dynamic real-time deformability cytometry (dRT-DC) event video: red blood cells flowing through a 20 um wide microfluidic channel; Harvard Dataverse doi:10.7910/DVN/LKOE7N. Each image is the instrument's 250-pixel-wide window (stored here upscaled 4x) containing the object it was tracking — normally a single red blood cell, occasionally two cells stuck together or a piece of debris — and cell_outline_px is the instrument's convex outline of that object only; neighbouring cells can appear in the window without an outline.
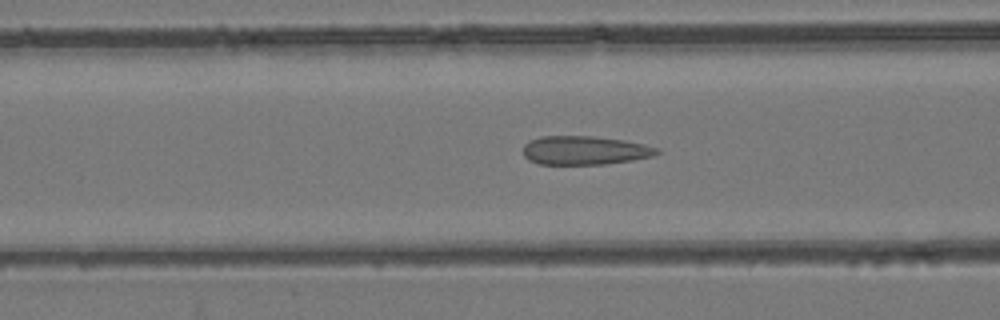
{"species": "common noctule bat (a hibernating species)", "species_latin": "Nyctalus noctula", "temperature_condition": "room temperature", "stored_images_in_passage": 31, "camera_frame_rate_fps": 3000, "um_per_image_px": 0.085, "animal": {"sex": "female", "body_mass_g": 24.6, "forearm_length_mm": 56.2}, "frame": {"image": 1, "passage_image": 4, "time_ms": 1.0, "image_size_px": [1000, 320], "cell_outline_px": [[660, 152], [652, 156], [632, 160], [604, 164], [540, 164], [528, 160], [524, 156], [524, 144], [528, 140], [540, 136], [592, 136], [624, 140], [644, 144], [660, 148]], "centroid_in_image_um": [49.69, 12.77], "position_along_channel_um": 116.9, "area_um2": 22.48}}
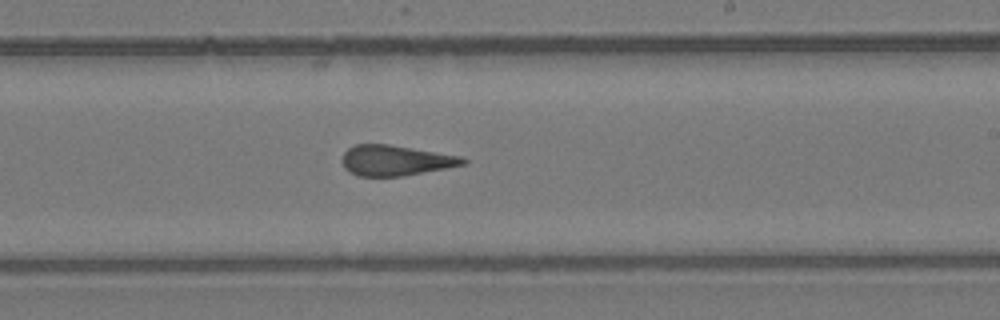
{"frame": {"image": 2, "passage_image": 15, "time_ms": 4.667, "image_size_px": [1000, 320], "cell_outline_px": [[468, 164], [400, 176], [356, 176], [348, 172], [344, 168], [340, 160], [344, 152], [348, 148], [356, 144], [388, 144], [460, 156], [468, 160]], "centroid_in_image_um": [33.57, 13.64], "position_along_channel_um": 255.4, "area_um2": 21.44}}
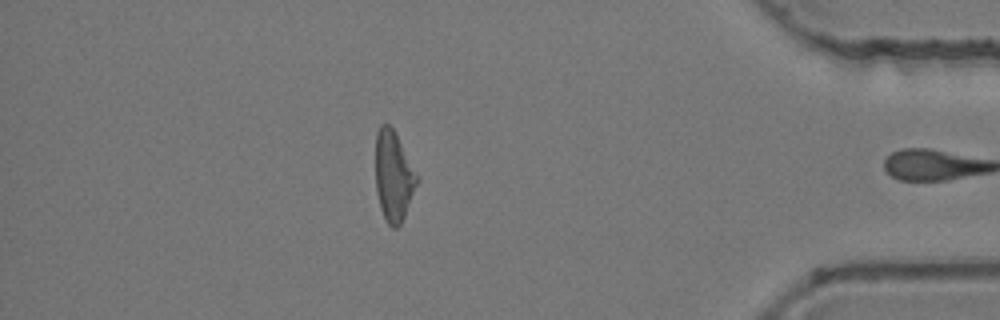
{"frame": {"image": 3, "passage_image": 30, "time_ms": 9.667, "image_size_px": [1000, 320], "cell_outline_px": [[420, 180], [404, 216], [400, 224], [396, 228], [392, 228], [388, 224], [380, 208], [376, 192], [376, 132], [380, 124], [388, 124], [392, 128], [420, 176]], "centroid_in_image_um": [33.47, 14.97], "position_along_channel_um": 401.7, "area_um2": 21.91}}